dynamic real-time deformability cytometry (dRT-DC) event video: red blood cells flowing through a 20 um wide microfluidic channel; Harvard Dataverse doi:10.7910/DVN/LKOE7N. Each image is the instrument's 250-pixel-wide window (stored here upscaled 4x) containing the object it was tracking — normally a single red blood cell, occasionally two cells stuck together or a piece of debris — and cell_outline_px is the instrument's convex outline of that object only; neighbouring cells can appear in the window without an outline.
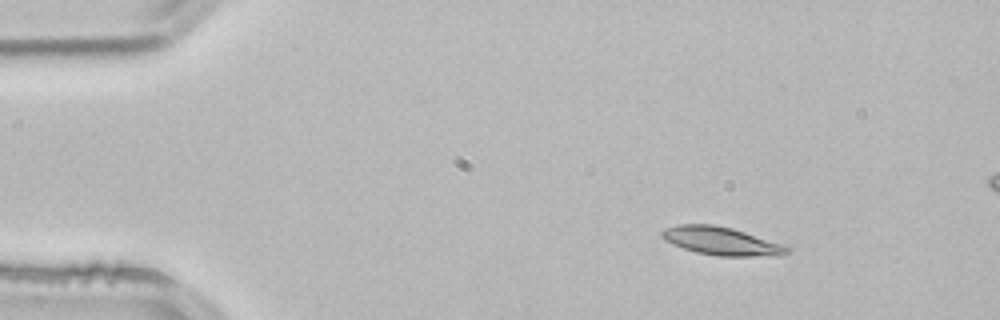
{"species": "common noctule bat (a hibernating species)", "species_latin": "Nyctalus noctula", "temperature_condition": "room temperature", "stored_images_in_passage": 3, "camera_frame_rate_fps": 3000, "um_per_image_px": 0.085, "animal": {"sex": "male", "body_mass_g": 21.5, "forearm_length_mm": 52.0}, "frame": {"image": 1, "passage_image": 1, "time_ms": 0.0, "image_size_px": [1000, 320], "cell_outline_px": [[792, 252], [780, 256], [716, 256], [696, 252], [672, 244], [664, 240], [660, 236], [660, 232], [664, 228], [676, 224], [712, 224], [732, 228], [792, 248]], "centroid_in_image_um": [61.29, 20.49], "position_along_channel_um": 23.7, "area_um2": 20.63}}